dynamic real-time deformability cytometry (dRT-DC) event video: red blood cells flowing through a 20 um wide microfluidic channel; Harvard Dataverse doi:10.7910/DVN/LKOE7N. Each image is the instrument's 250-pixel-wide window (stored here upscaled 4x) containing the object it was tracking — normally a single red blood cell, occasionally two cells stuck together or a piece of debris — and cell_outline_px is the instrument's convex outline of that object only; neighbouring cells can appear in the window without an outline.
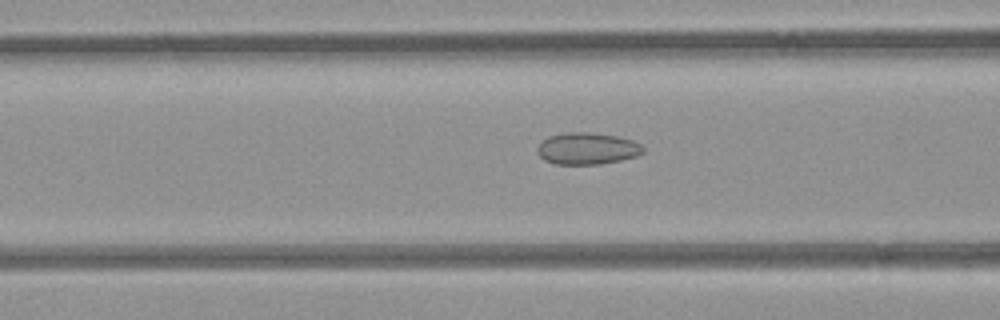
{"species": "common noctule bat (a hibernating species)", "species_latin": "Nyctalus noctula", "temperature_condition": "room temperature", "stored_images_in_passage": 51, "camera_frame_rate_fps": 3000, "um_per_image_px": 0.085, "animal": {"sex": "female", "body_mass_g": 21.9}, "frame": {"image": 1, "passage_image": 21, "time_ms": 6.667, "image_size_px": [1000, 320], "cell_outline_px": [[644, 152], [636, 156], [620, 160], [600, 164], [556, 164], [544, 160], [536, 152], [536, 148], [548, 136], [564, 132], [588, 132], [616, 136], [632, 140], [640, 144], [644, 148]], "centroid_in_image_um": [49.89, 12.62], "position_along_channel_um": 116.7, "area_um2": 19.59}}
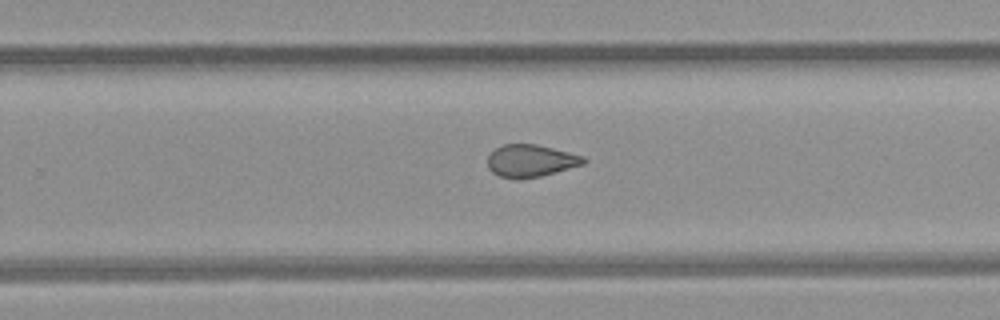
{"frame": {"image": 2, "passage_image": 34, "time_ms": 11.0, "image_size_px": [1000, 320], "cell_outline_px": [[588, 160], [584, 164], [540, 176], [500, 176], [492, 172], [488, 168], [488, 156], [496, 148], [504, 144], [536, 144], [584, 156]], "centroid_in_image_um": [45.14, 13.63], "position_along_channel_um": 284.7, "area_um2": 17.46}}
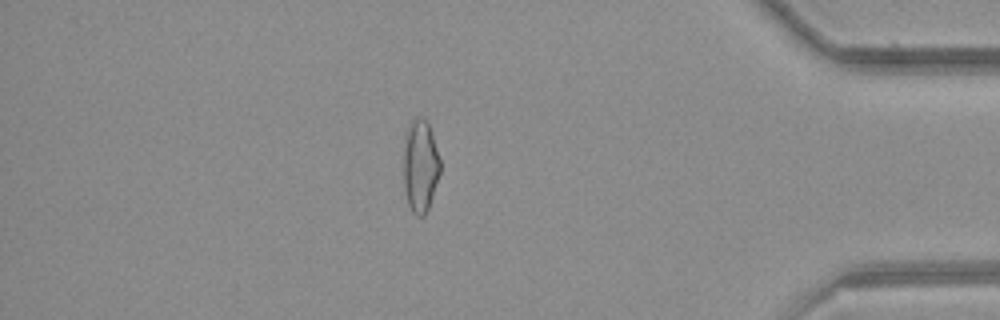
{"frame": {"image": 3, "passage_image": 46, "time_ms": 15.0, "image_size_px": [1000, 320], "cell_outline_px": [[440, 172], [428, 208], [424, 216], [416, 216], [412, 212], [408, 204], [404, 188], [404, 148], [408, 124], [416, 116], [420, 116], [428, 120], [440, 160]], "centroid_in_image_um": [35.72, 14.08], "position_along_channel_um": 399.5, "area_um2": 19.77}}